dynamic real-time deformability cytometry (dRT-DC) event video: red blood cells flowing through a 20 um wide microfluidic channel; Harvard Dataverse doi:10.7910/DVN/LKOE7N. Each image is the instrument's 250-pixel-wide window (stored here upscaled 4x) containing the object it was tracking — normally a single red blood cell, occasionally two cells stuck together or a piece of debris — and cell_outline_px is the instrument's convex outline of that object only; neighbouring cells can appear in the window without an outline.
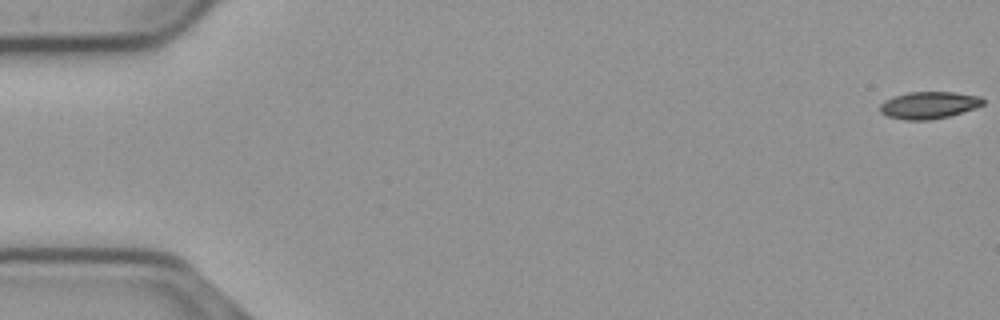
{"species": "common noctule bat (a hibernating species)", "species_latin": "Nyctalus noctula", "temperature_condition": "cold", "stored_images_in_passage": 12, "camera_frame_rate_fps": 3000, "um_per_image_px": 0.085, "animal": {"sex": "male", "body_mass_g": 23.1, "forearm_length_mm": 52.7}, "frame": {"image": 1, "passage_image": 1, "time_ms": 0.0, "image_size_px": [1000, 320], "cell_outline_px": [[984, 104], [976, 108], [948, 116], [928, 120], [904, 120], [888, 116], [880, 112], [880, 104], [884, 100], [908, 92], [952, 92], [980, 96], [984, 100]], "centroid_in_image_um": [78.96, 8.94], "position_along_channel_um": 6.0, "area_um2": 16.18}}